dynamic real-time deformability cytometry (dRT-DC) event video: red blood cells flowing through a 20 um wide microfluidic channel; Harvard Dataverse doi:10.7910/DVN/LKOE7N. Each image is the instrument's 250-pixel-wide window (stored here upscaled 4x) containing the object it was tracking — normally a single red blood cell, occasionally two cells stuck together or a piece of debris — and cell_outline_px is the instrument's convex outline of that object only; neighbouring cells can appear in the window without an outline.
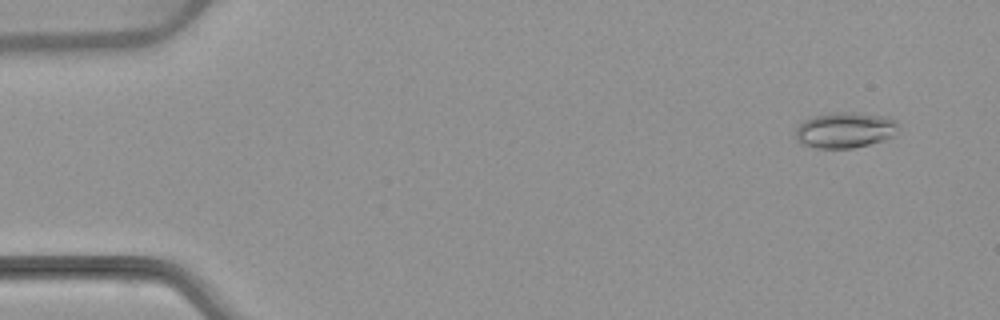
{"species": "common noctule bat (a hibernating species)", "species_latin": "Nyctalus noctula", "temperature_condition": "warm", "stored_images_in_passage": 54, "camera_frame_rate_fps": 3000, "um_per_image_px": 0.085, "animal": {"sex": "female", "body_mass_g": 22.7, "forearm_length_mm": 54.2}, "frame": {"image": 1, "passage_image": 4, "time_ms": 1.0, "image_size_px": [1000, 320], "cell_outline_px": [[896, 124], [892, 136], [868, 144], [852, 148], [816, 148], [804, 144], [796, 136], [796, 128], [804, 120], [816, 116], [836, 112], [852, 112], [888, 116], [896, 120]], "centroid_in_image_um": [71.81, 11.04], "position_along_channel_um": 13.2, "area_um2": 20.87}}
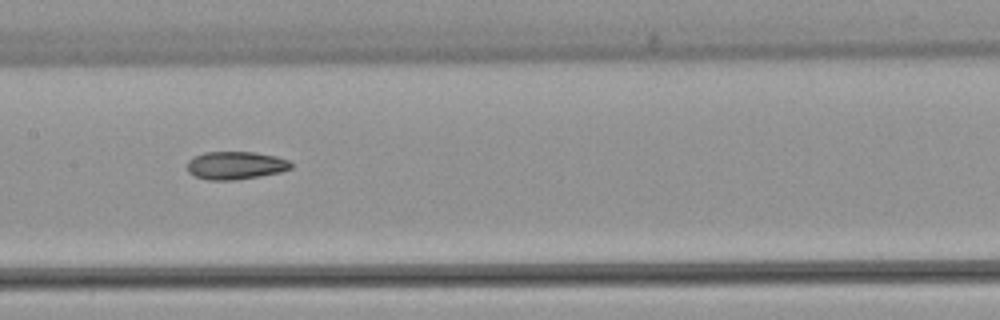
{"frame": {"image": 2, "passage_image": 27, "time_ms": 8.667, "image_size_px": [1000, 320], "cell_outline_px": [[292, 168], [280, 172], [260, 176], [236, 180], [208, 180], [192, 176], [188, 172], [188, 160], [204, 152], [256, 152], [276, 156], [288, 160], [292, 164]], "centroid_in_image_um": [20.02, 14.06], "position_along_channel_um": 187.4, "area_um2": 16.99}}
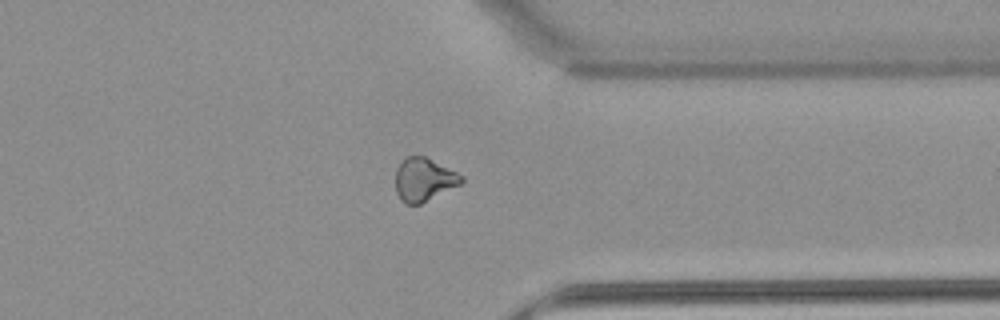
{"frame": {"image": 3, "passage_image": 42, "time_ms": 13.667, "image_size_px": [1000, 320], "cell_outline_px": [[464, 180], [460, 184], [420, 204], [404, 204], [400, 200], [396, 192], [396, 168], [400, 160], [408, 156], [424, 156], [464, 176]], "centroid_in_image_um": [35.99, 15.26], "position_along_channel_um": 375.4, "area_um2": 16.53}, "authors_computed_cell_mechanics": {"area_um2": 18.1203, "velocity_mm_per_s": 3.8404, "shape_relaxation_time_tau1_ms": null, "shape_relaxation_time_tau2_ms": 4.1387, "deformation_change_tau1": null, "deformation_change_tau2": 0.105}}